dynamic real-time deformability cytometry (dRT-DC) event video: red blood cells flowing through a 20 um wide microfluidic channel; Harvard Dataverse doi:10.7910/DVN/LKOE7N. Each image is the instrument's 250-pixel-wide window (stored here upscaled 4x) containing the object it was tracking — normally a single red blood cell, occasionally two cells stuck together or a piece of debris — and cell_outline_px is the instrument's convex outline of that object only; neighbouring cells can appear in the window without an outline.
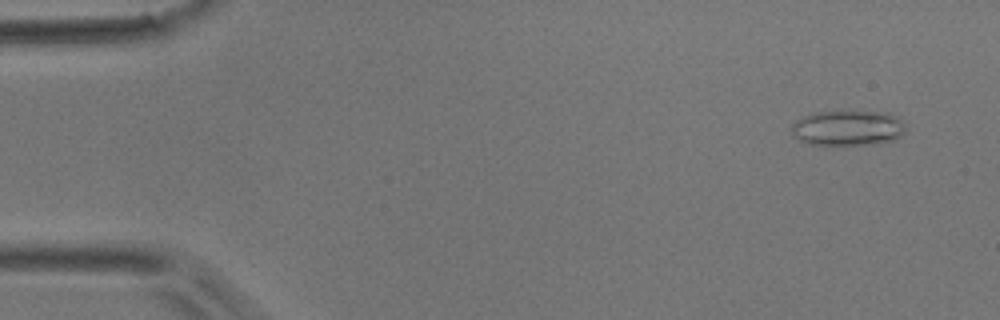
{"species": "common noctule bat (a hibernating species)", "species_latin": "Nyctalus noctula", "temperature_condition": "room temperature", "stored_images_in_passage": 12, "camera_frame_rate_fps": 3000, "um_per_image_px": 0.085, "animal": {"sex": "male", "body_mass_g": 17.9}, "frame": {"image": 1, "passage_image": 4, "time_ms": 1.0, "image_size_px": [1000, 320], "cell_outline_px": [[908, 128], [896, 140], [872, 144], [808, 144], [792, 136], [792, 124], [796, 120], [812, 112], [888, 112], [904, 120]], "centroid_in_image_um": [72.11, 10.88], "position_along_channel_um": 12.9, "area_um2": 23.58}}